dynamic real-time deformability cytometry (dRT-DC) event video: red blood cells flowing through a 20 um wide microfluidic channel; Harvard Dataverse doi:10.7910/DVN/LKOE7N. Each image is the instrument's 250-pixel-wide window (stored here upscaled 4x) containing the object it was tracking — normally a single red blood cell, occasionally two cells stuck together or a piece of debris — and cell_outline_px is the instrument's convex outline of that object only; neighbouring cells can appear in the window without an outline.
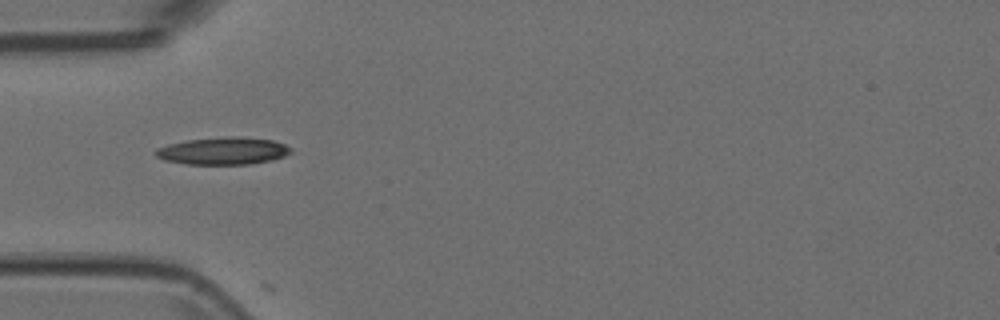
{"species": "Egyptian fruit bat (a non-hibernating species)", "species_latin": "Rousettus aegyptiacus", "temperature_condition": "room temperature", "stored_images_in_passage": 37, "camera_frame_rate_fps": 3000, "um_per_image_px": 0.085, "animal": {"sex": "female"}, "frame": {"image": 1, "passage_image": 1, "time_ms": 0.0, "image_size_px": [1000, 320], "cell_outline_px": [[292, 152], [284, 156], [272, 160], [248, 164], [184, 164], [164, 160], [156, 156], [152, 152], [156, 148], [168, 144], [188, 140], [228, 136], [240, 136], [272, 140], [284, 144], [292, 148]], "centroid_in_image_um": [18.94, 12.82], "position_along_channel_um": 66.1, "area_um2": 21.68}}
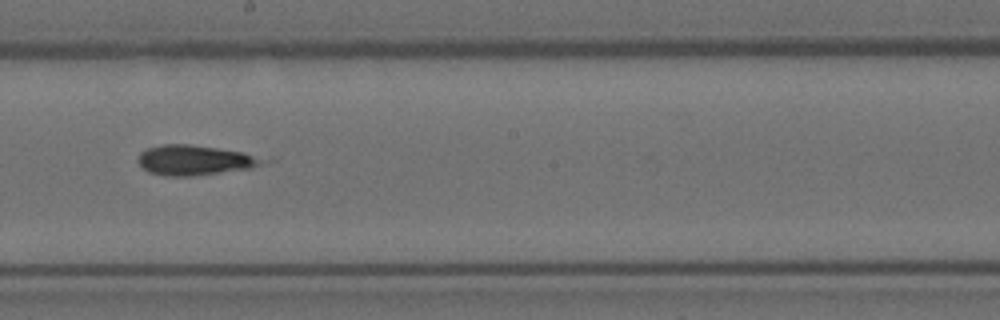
{"frame": {"image": 2, "passage_image": 14, "time_ms": 4.333, "image_size_px": [1000, 320], "cell_outline_px": [[276, 160], [264, 164], [248, 168], [192, 176], [168, 176], [148, 172], [136, 160], [140, 152], [148, 148], [164, 144], [188, 144], [216, 148], [240, 152]], "centroid_in_image_um": [16.58, 13.61], "position_along_channel_um": 231.6, "area_um2": 21.73}}
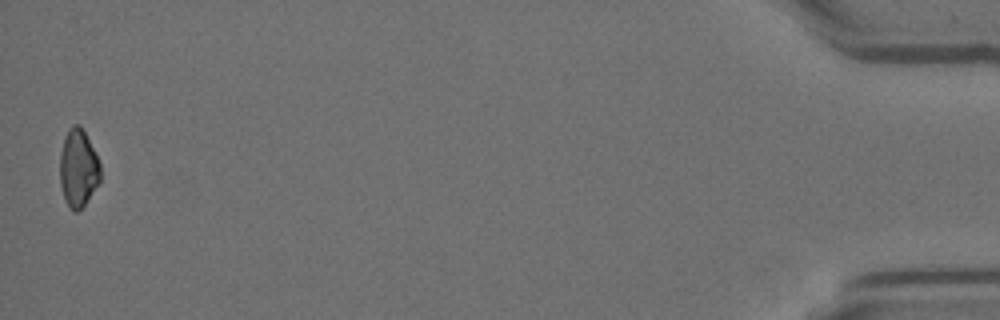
{"frame": {"image": 3, "passage_image": 37, "time_ms": 12.0, "image_size_px": [1000, 320], "cell_outline_px": [[100, 180], [84, 204], [76, 212], [72, 212], [68, 208], [64, 200], [60, 184], [60, 152], [64, 136], [68, 128], [72, 124], [80, 124], [100, 164]], "centroid_in_image_um": [6.61, 14.3], "position_along_channel_um": 428.6, "area_um2": 18.26}}